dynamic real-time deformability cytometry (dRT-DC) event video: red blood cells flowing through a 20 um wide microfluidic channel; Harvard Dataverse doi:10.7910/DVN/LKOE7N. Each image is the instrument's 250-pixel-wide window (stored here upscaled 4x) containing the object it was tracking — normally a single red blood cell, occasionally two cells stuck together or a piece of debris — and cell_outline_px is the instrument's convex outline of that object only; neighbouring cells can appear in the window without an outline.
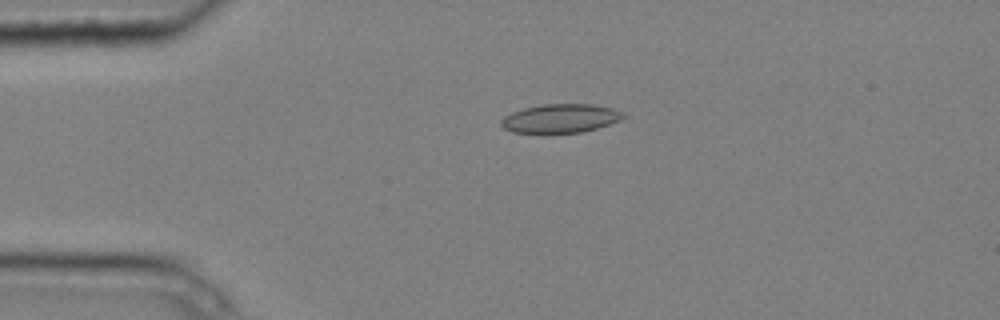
{"species": "common noctule bat (a hibernating species)", "species_latin": "Nyctalus noctula", "temperature_condition": "cold", "stored_images_in_passage": 4, "camera_frame_rate_fps": 3000, "um_per_image_px": 0.085, "animal": {"sex": "male", "body_mass_g": 20.4}, "frame": {"image": 1, "passage_image": 3, "time_ms": 0.667, "image_size_px": [1000, 320], "cell_outline_px": [[628, 116], [620, 120], [596, 128], [580, 132], [540, 136], [512, 132], [504, 128], [500, 124], [500, 120], [504, 116], [512, 112], [524, 108], [544, 104], [592, 104], [612, 108], [624, 112]], "centroid_in_image_um": [47.59, 10.11], "position_along_channel_um": 37.4, "area_um2": 21.27}}